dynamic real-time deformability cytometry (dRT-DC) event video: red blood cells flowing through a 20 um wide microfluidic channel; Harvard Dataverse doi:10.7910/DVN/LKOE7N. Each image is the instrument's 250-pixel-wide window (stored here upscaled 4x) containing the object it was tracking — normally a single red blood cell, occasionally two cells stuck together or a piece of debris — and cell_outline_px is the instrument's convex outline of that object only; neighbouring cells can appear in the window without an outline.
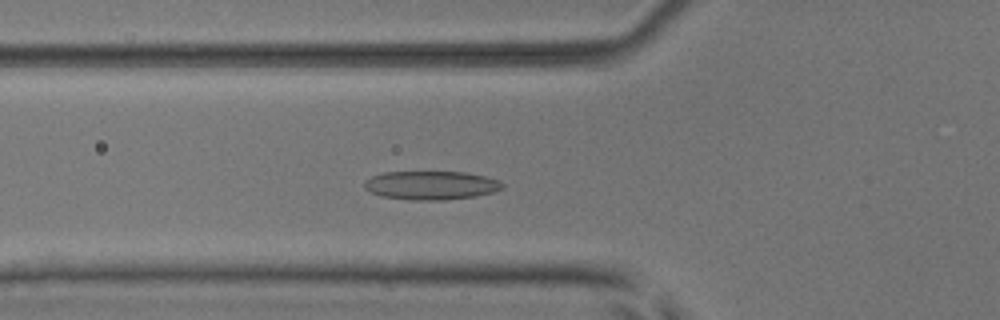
{"species": "common noctule bat (a hibernating species)", "species_latin": "Nyctalus noctula", "temperature_condition": "room temperature", "stored_images_in_passage": 38, "camera_frame_rate_fps": 3000, "um_per_image_px": 0.085, "animal": {"sex": "male", "body_mass_g": 17.9, "forearm_length_mm": 54.2}, "frame": {"image": 1, "passage_image": 5, "time_ms": 1.333, "image_size_px": [1000, 320], "cell_outline_px": [[504, 188], [492, 192], [476, 196], [444, 200], [412, 200], [380, 196], [364, 188], [364, 180], [372, 176], [384, 172], [464, 172], [484, 176], [500, 180], [504, 184]], "centroid_in_image_um": [36.64, 15.75], "position_along_channel_um": 89.2, "area_um2": 23.12}}
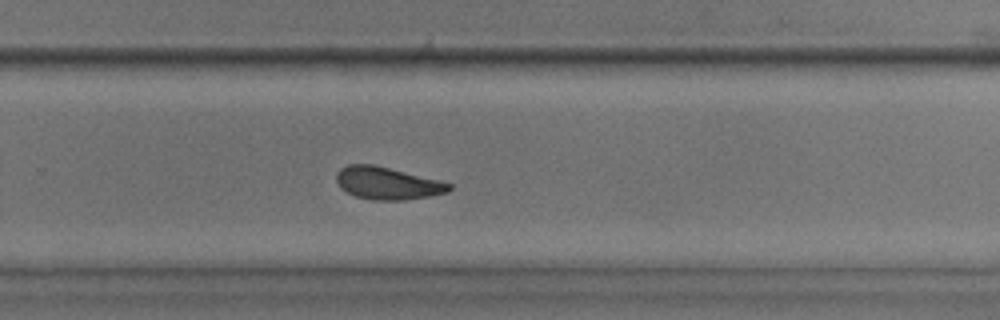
{"frame": {"image": 2, "passage_image": 21, "time_ms": 6.667, "image_size_px": [1000, 320], "cell_outline_px": [[452, 188], [448, 192], [428, 196], [404, 200], [372, 200], [356, 196], [340, 188], [336, 180], [336, 172], [340, 168], [348, 164], [372, 164], [440, 180], [452, 184]], "centroid_in_image_um": [32.91, 15.57], "position_along_channel_um": 296.9, "area_um2": 21.27}}
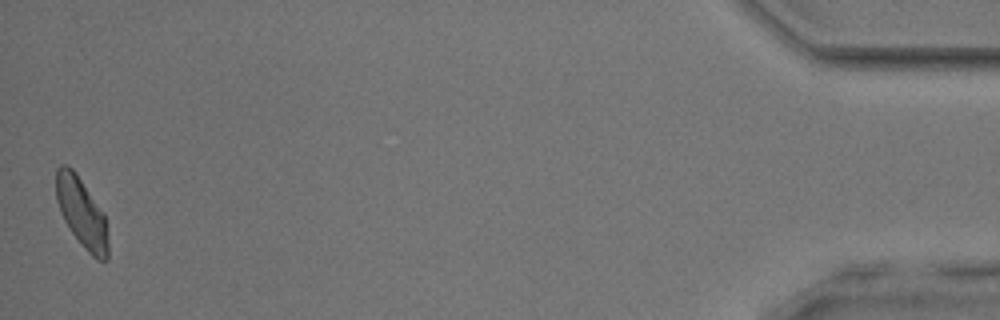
{"frame": {"image": 3, "passage_image": 38, "time_ms": 12.333, "image_size_px": [1000, 320], "cell_outline_px": [[108, 260], [96, 260], [84, 248], [72, 232], [64, 220], [60, 212], [56, 200], [56, 168], [60, 164], [64, 164], [72, 168], [76, 172], [104, 212], [108, 244]], "centroid_in_image_um": [6.94, 18.06], "position_along_channel_um": 428.3, "area_um2": 21.15}, "authors_computed_cell_mechanics": {"area_um2": 21.4149, "velocity_mm_per_s": 3.9101, "shape_relaxation_time_tau1_ms": 4.4794, "shape_relaxation_time_tau2_ms": 2.5935, "deformation_change_tau1": 0.1187, "deformation_change_tau2": 0.1005}}